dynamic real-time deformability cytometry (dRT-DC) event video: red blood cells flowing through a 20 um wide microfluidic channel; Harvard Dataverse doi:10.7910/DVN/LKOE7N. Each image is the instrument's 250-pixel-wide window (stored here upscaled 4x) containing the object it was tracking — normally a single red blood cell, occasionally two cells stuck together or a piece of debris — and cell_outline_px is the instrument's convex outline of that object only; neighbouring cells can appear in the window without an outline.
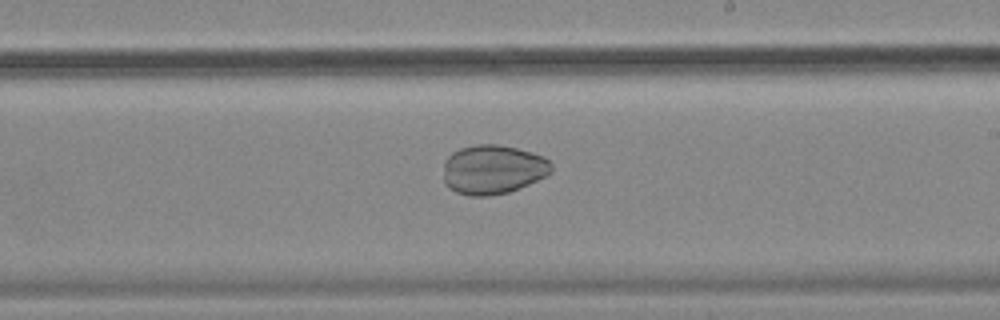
{"species": "common noctule bat (a hibernating species)", "species_latin": "Nyctalus noctula", "temperature_condition": "cold", "stored_images_in_passage": 41, "camera_frame_rate_fps": 3000, "um_per_image_px": 0.085, "animal": {"sex": "female", "body_mass_g": 18.4}, "frame": {"image": 1, "passage_image": 18, "time_ms": 5.667, "image_size_px": [1000, 320], "cell_outline_px": [[552, 172], [528, 184], [508, 192], [488, 196], [468, 196], [456, 192], [448, 188], [444, 184], [444, 160], [452, 152], [460, 148], [476, 144], [496, 144], [516, 148], [532, 152], [544, 156], [552, 164]], "centroid_in_image_um": [41.87, 14.4], "position_along_channel_um": 247.1, "area_um2": 31.15}}